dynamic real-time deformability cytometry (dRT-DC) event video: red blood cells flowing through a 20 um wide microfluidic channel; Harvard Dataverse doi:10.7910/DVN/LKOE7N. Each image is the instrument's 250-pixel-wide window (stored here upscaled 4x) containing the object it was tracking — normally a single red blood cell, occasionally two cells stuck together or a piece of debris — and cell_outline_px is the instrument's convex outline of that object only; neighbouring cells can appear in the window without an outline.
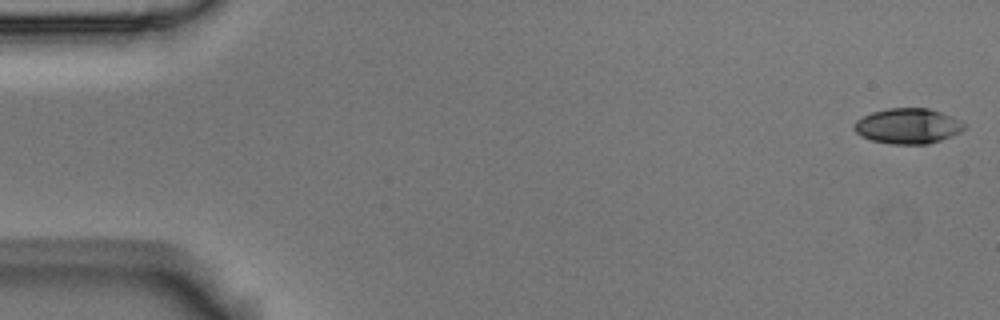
{"species": "Egyptian fruit bat (a non-hibernating species)", "species_latin": "Rousettus aegyptiacus", "temperature_condition": "room temperature", "stored_images_in_passage": 7, "camera_frame_rate_fps": 3000, "um_per_image_px": 0.085, "animal": {"sex": "male"}, "frame": {"image": 1, "passage_image": 1, "time_ms": 0.0, "image_size_px": [1000, 320], "cell_outline_px": [[964, 128], [960, 132], [952, 136], [928, 144], [888, 144], [872, 140], [860, 136], [852, 128], [856, 120], [872, 112], [888, 108], [928, 108], [940, 112], [964, 124]], "centroid_in_image_um": [77.1, 10.72], "position_along_channel_um": 7.9, "area_um2": 22.48}}
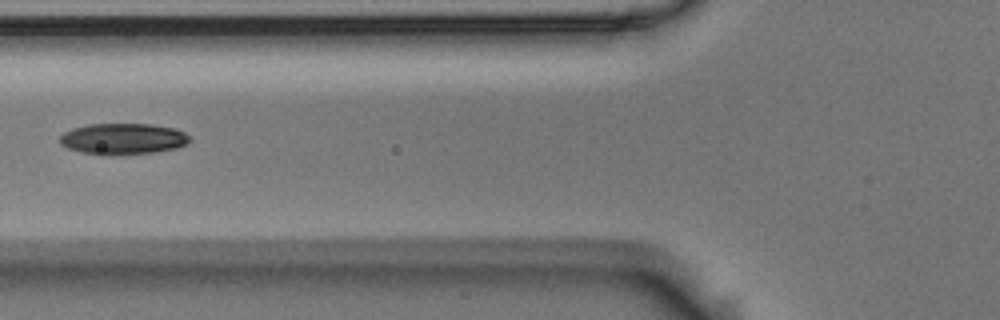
{"frame": {"image": 2, "passage_image": 6, "time_ms": 1.667, "image_size_px": [1000, 320], "cell_outline_px": [[192, 140], [188, 144], [176, 148], [152, 152], [104, 156], [80, 152], [68, 148], [60, 144], [60, 136], [64, 132], [72, 128], [88, 124], [148, 124], [176, 128], [192, 136]], "centroid_in_image_um": [10.47, 11.8], "position_along_channel_um": 115.3, "area_um2": 23.87}}
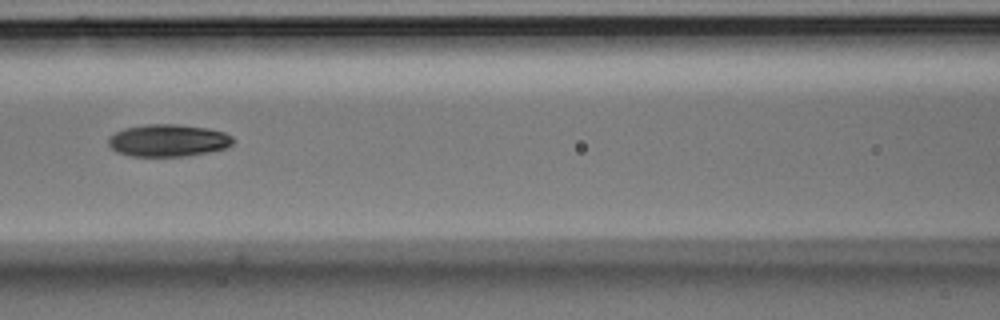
{"frame": {"image": 3, "passage_image": 7, "time_ms": 2.0, "image_size_px": [1000, 320], "cell_outline_px": [[236, 140], [228, 148], [208, 152], [184, 156], [132, 156], [116, 152], [108, 144], [108, 136], [124, 128], [144, 124], [176, 124], [208, 128], [224, 132], [232, 136]], "centroid_in_image_um": [14.3, 11.93], "position_along_channel_um": 152.3, "area_um2": 23.64}}